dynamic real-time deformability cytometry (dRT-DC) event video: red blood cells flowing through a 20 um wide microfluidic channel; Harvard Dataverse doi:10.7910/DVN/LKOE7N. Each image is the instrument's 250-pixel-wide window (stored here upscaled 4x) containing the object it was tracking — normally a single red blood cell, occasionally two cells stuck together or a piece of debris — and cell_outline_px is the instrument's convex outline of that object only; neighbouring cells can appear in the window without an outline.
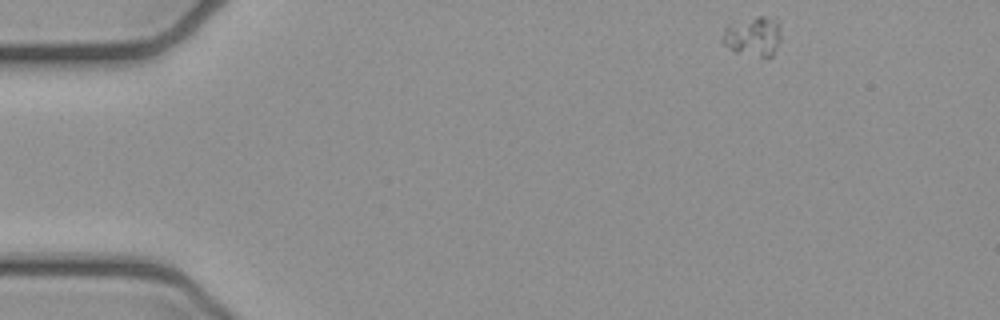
{"species": "common noctule bat (a hibernating species)", "species_latin": "Nyctalus noctula", "temperature_condition": "cold", "stored_images_in_passage": 4, "camera_frame_rate_fps": 3000, "um_per_image_px": 0.085, "animal": {"sex": "female", "body_mass_g": 21.9}, "frame": {"image": 1, "passage_image": 1, "time_ms": 0.0, "image_size_px": [1000, 320], "cell_outline_px": [[780, 40], [772, 56], [760, 56], [732, 52], [720, 44], [720, 40], [724, 28], [728, 24], [756, 16], [764, 16], [776, 20], [780, 24]], "centroid_in_image_um": [63.94, 3.09], "position_along_channel_um": 21.1, "area_um2": 13.81}}